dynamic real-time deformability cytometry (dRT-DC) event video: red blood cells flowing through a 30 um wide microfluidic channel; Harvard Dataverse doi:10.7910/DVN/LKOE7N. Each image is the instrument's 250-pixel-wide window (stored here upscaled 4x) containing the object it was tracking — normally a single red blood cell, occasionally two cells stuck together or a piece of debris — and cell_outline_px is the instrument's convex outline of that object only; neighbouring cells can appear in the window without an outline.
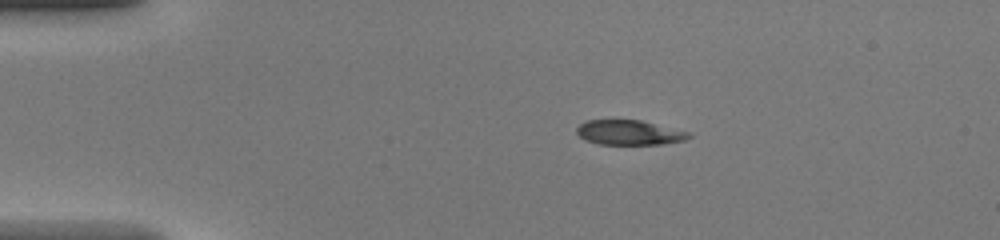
{"species": "common noctule bat (a hibernating species)", "species_latin": "Nyctalus noctula", "temperature_condition": "warm", "stored_images_in_passage": 40, "camera_frame_rate_fps": 3000, "um_per_image_px": 0.085, "animal": {"sex": "female", "body_mass_g": 20.0, "forearm_length_mm": 54.0}, "frame": {"image": 1, "passage_image": 2, "time_ms": 0.333, "image_size_px": [1000, 240], "cell_outline_px": [[692, 136], [684, 140], [660, 144], [600, 144], [584, 140], [576, 132], [576, 128], [580, 124], [588, 120], [640, 120], [688, 132]], "centroid_in_image_um": [53.44, 11.27], "position_along_channel_um": 31.6, "area_um2": 15.95}}
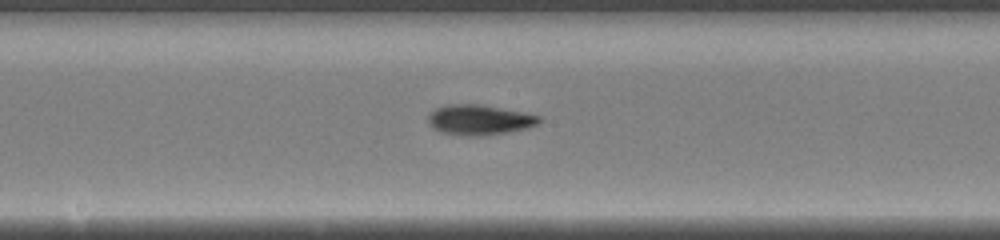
{"frame": {"image": 2, "passage_image": 18, "time_ms": 5.667, "image_size_px": [1000, 240], "cell_outline_px": [[540, 124], [508, 132], [480, 136], [464, 136], [440, 132], [432, 128], [428, 124], [428, 116], [436, 108], [448, 104], [476, 104], [520, 112], [540, 116]], "centroid_in_image_um": [40.69, 10.2], "position_along_channel_um": 207.5, "area_um2": 19.31}}
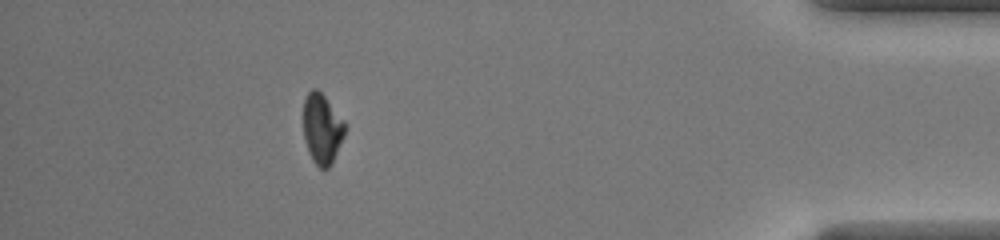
{"frame": {"image": 3, "passage_image": 35, "time_ms": 11.333, "image_size_px": [1000, 240], "cell_outline_px": [[344, 136], [332, 164], [328, 168], [320, 168], [312, 160], [308, 152], [304, 136], [304, 100], [308, 92], [312, 88], [316, 88], [324, 96], [344, 120]], "centroid_in_image_um": [27.37, 10.96], "position_along_channel_um": 407.8, "area_um2": 16.82}}